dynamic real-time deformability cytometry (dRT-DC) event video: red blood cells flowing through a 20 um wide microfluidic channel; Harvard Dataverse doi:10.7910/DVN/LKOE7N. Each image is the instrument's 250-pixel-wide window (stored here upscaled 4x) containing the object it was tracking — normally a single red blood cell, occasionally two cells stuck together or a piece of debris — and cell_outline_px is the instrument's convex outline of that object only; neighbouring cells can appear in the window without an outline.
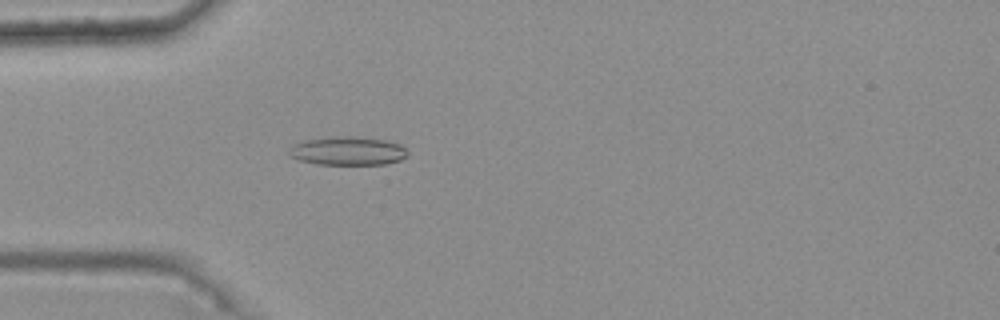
{"species": "common noctule bat (a hibernating species)", "species_latin": "Nyctalus noctula", "temperature_condition": "warm", "stored_images_in_passage": 34, "camera_frame_rate_fps": 3000, "um_per_image_px": 0.085, "animal": {"sex": "female", "body_mass_g": 25.1}, "frame": {"image": 1, "passage_image": 2, "time_ms": 0.333, "image_size_px": [1000, 320], "cell_outline_px": [[408, 156], [400, 160], [384, 164], [320, 164], [300, 160], [288, 156], [288, 152], [292, 144], [304, 140], [332, 136], [356, 136], [384, 140], [400, 144], [408, 152]], "centroid_in_image_um": [29.54, 12.82], "position_along_channel_um": 55.5, "area_um2": 19.83}}
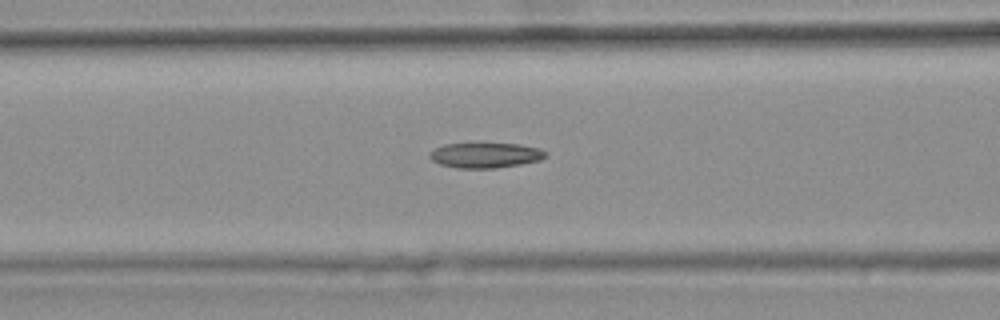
{"frame": {"image": 2, "passage_image": 8, "time_ms": 2.333, "image_size_px": [1000, 320], "cell_outline_px": [[544, 156], [540, 160], [520, 164], [496, 168], [456, 168], [440, 164], [432, 160], [428, 156], [428, 152], [444, 144], [520, 144], [540, 148], [544, 152]], "centroid_in_image_um": [41.21, 13.2], "position_along_channel_um": 125.4, "area_um2": 16.82}}
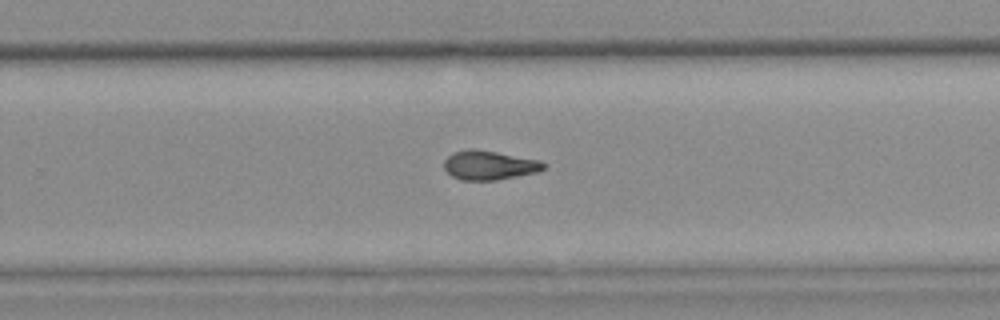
{"frame": {"image": 3, "passage_image": 21, "time_ms": 6.667, "image_size_px": [1000, 320], "cell_outline_px": [[548, 164], [544, 168], [536, 172], [496, 180], [460, 180], [452, 176], [444, 168], [444, 160], [452, 152], [468, 148], [476, 148], [540, 160]], "centroid_in_image_um": [41.56, 14.02], "position_along_channel_um": 288.2, "area_um2": 17.05}, "authors_computed_cell_mechanics": {"area_um2": 16.8198, "velocity_mm_per_s": 3.765, "shape_relaxation_time_tau1_ms": null, "shape_relaxation_time_tau2_ms": 4.0171, "deformation_change_tau1": null, "deformation_change_tau2": 0.1218}}